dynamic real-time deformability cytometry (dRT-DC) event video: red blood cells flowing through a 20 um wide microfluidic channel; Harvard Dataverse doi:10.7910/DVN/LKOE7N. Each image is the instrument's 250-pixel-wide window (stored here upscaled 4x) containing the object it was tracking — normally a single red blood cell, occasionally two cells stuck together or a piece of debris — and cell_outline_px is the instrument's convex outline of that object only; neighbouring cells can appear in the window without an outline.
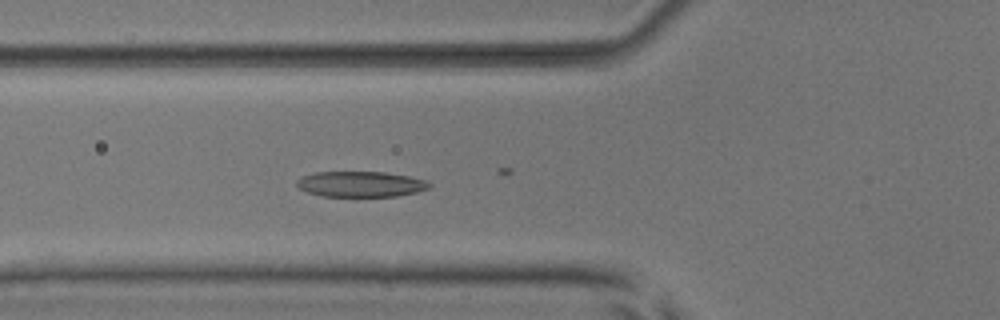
{"species": "common noctule bat (a hibernating species)", "species_latin": "Nyctalus noctula", "temperature_condition": "room temperature", "stored_images_in_passage": 54, "camera_frame_rate_fps": 3000, "um_per_image_px": 0.085, "animal": {"sex": "male", "body_mass_g": 17.9, "forearm_length_mm": 54.2}, "frame": {"image": 1, "passage_image": 20, "time_ms": 6.333, "image_size_px": [1000, 320], "cell_outline_px": [[432, 184], [428, 188], [416, 192], [396, 196], [324, 196], [308, 192], [300, 188], [296, 184], [296, 180], [304, 176], [316, 172], [384, 172], [408, 176], [424, 180]], "centroid_in_image_um": [30.66, 15.65], "position_along_channel_um": 95.1, "area_um2": 19.48}}